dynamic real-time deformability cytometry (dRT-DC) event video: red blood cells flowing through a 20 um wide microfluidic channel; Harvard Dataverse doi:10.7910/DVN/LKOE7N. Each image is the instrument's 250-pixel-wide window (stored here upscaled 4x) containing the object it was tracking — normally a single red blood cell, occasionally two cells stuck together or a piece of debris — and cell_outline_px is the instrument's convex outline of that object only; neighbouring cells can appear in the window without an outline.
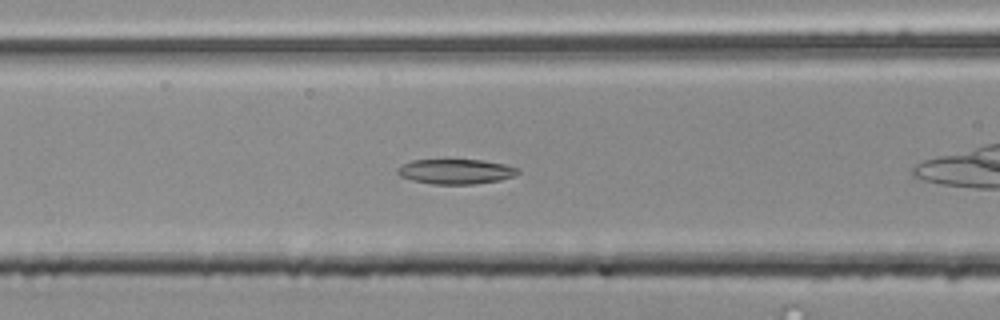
{"species": "common noctule bat (a hibernating species)", "species_latin": "Nyctalus noctula", "temperature_condition": "room temperature", "stored_images_in_passage": 39, "camera_frame_rate_fps": 3000, "um_per_image_px": 0.085, "animal": {"sex": "male", "body_mass_g": 20.4}, "frame": {"image": 1, "passage_image": 13, "time_ms": 4.0, "image_size_px": [1000, 320], "cell_outline_px": [[520, 172], [516, 176], [500, 180], [476, 184], [432, 184], [412, 180], [400, 176], [396, 172], [396, 168], [400, 164], [412, 160], [480, 160], [504, 164], [520, 168]], "centroid_in_image_um": [38.74, 14.58], "position_along_channel_um": 127.9, "area_um2": 17.69}}
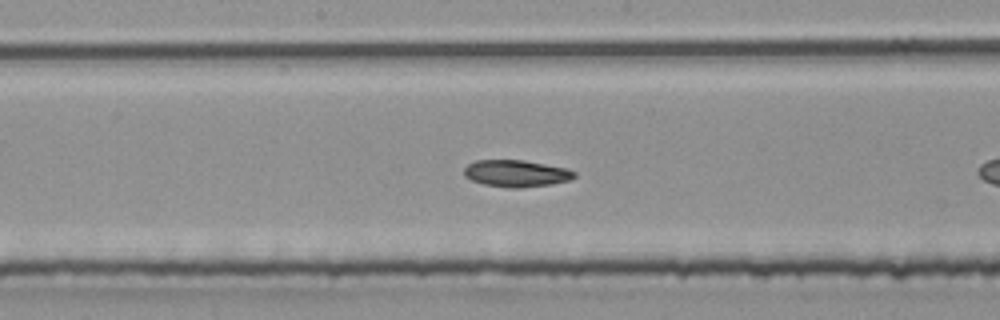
{"frame": {"image": 2, "passage_image": 19, "time_ms": 6.0, "image_size_px": [1000, 320], "cell_outline_px": [[576, 176], [568, 180], [552, 184], [520, 188], [508, 188], [484, 184], [472, 180], [464, 176], [464, 168], [468, 164], [476, 160], [524, 160], [568, 168], [576, 172]], "centroid_in_image_um": [43.89, 14.74], "position_along_channel_um": 204.3, "area_um2": 17.34}}
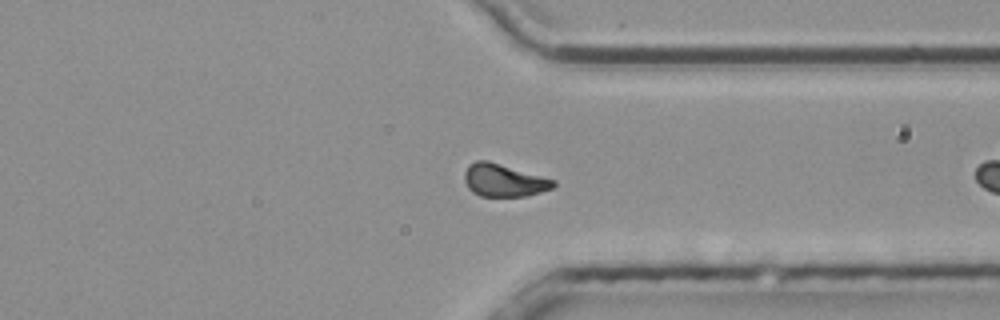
{"frame": {"image": 3, "passage_image": 32, "time_ms": 10.333, "image_size_px": [1000, 320], "cell_outline_px": [[556, 184], [552, 188], [528, 196], [480, 196], [472, 192], [468, 188], [464, 180], [464, 172], [468, 164], [476, 160], [488, 160], [556, 180]], "centroid_in_image_um": [42.8, 15.32], "position_along_channel_um": 368.6, "area_um2": 17.05}}